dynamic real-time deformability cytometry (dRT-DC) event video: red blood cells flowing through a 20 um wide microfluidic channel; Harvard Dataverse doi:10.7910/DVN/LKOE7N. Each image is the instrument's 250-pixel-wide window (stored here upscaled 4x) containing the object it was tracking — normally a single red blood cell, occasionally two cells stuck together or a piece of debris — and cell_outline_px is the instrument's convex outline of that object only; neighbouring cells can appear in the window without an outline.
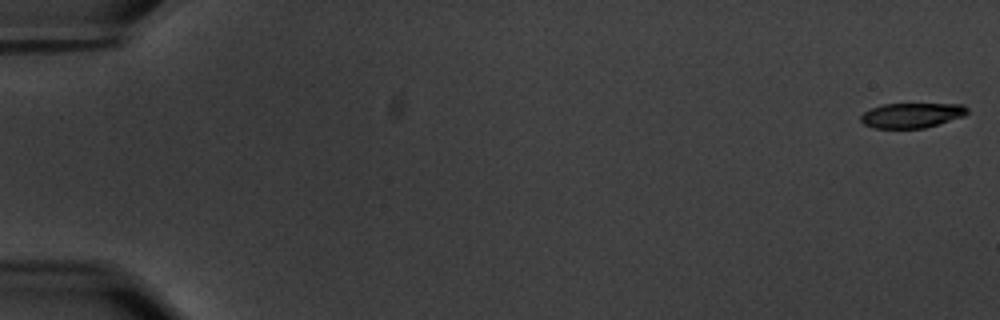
{"species": "common noctule bat (a hibernating species)", "species_latin": "Nyctalus noctula", "temperature_condition": "warm", "stored_images_in_passage": 59, "camera_frame_rate_fps": 3000, "um_per_image_px": 0.085, "animal": {"sex": "male", "body_mass_g": 20.1, "forearm_length_mm": 53.5}, "frame": {"image": 1, "passage_image": 1, "time_ms": 0.0, "image_size_px": [1000, 320], "cell_outline_px": [[968, 112], [964, 116], [924, 128], [872, 128], [864, 124], [860, 120], [860, 116], [864, 112], [872, 108], [884, 104], [964, 104], [968, 108]], "centroid_in_image_um": [77.49, 9.8], "position_along_channel_um": 7.5, "area_um2": 15.43}}
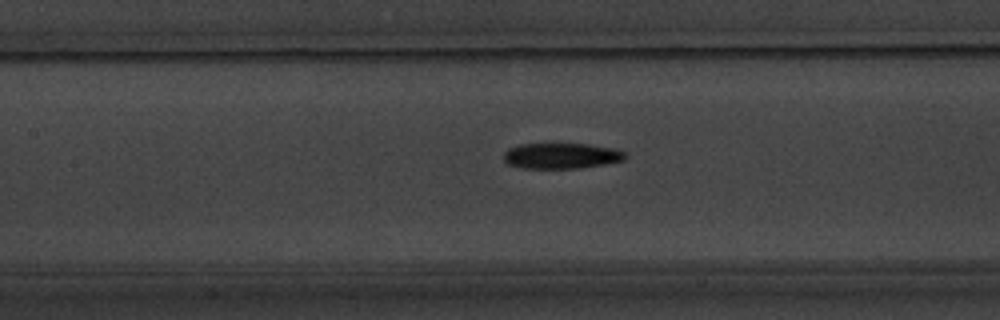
{"frame": {"image": 2, "passage_image": 28, "time_ms": 9.0, "image_size_px": [1000, 320], "cell_outline_px": [[628, 156], [624, 160], [604, 164], [580, 168], [524, 168], [508, 164], [504, 160], [504, 152], [508, 148], [520, 144], [552, 140], [588, 144], [612, 148], [624, 152]], "centroid_in_image_um": [47.67, 13.19], "position_along_channel_um": 159.7, "area_um2": 19.07}}
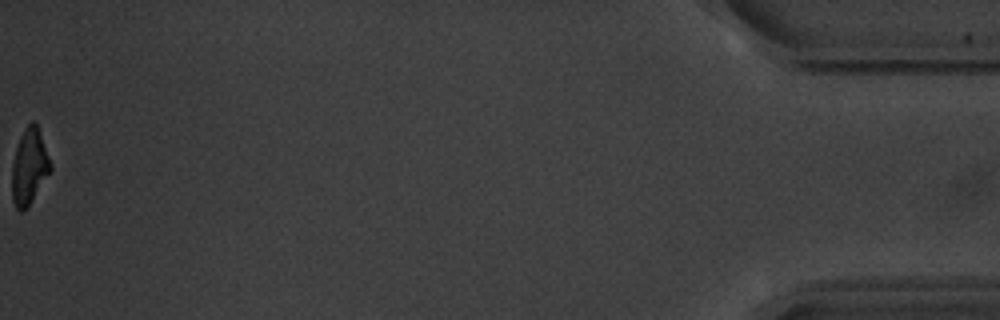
{"frame": {"image": 3, "passage_image": 59, "time_ms": 19.333, "image_size_px": [1000, 320], "cell_outline_px": [[52, 168], [28, 208], [20, 212], [16, 208], [12, 200], [12, 164], [16, 148], [20, 136], [24, 128], [32, 120], [36, 124], [52, 164]], "centroid_in_image_um": [2.48, 14.19], "position_along_channel_um": 432.7, "area_um2": 16.94}, "authors_computed_cell_mechanics": {"area_um2": 18.207, "velocity_mm_per_s": 3.5404, "shape_relaxation_time_tau1_ms": 3.2117, "shape_relaxation_time_tau2_ms": 5.4272, "deformation_change_tau1": 0.201, "deformation_change_tau2": 0.1492}}